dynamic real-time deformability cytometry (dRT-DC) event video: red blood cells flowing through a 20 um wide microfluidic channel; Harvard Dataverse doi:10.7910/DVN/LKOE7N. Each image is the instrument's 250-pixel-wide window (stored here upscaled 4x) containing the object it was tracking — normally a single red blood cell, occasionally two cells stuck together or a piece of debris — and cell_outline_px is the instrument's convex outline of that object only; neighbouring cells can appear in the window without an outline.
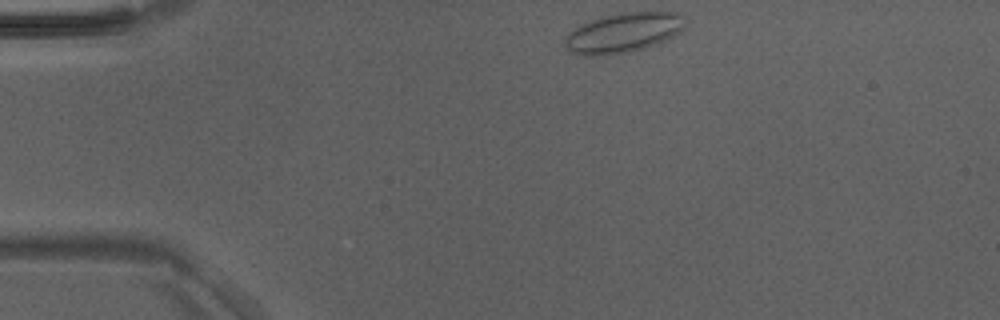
{"species": "Egyptian fruit bat (a non-hibernating species)", "species_latin": "Rousettus aegyptiacus", "temperature_condition": "room temperature", "stored_images_in_passage": 39, "camera_frame_rate_fps": 3000, "um_per_image_px": 0.085, "animal": {"sex": "male"}, "frame": {"image": 1, "passage_image": 1, "time_ms": 0.0, "image_size_px": [1000, 320], "cell_outline_px": [[684, 28], [680, 32], [656, 44], [628, 52], [604, 56], [584, 56], [572, 52], [564, 48], [564, 36], [580, 24], [600, 16], [620, 12], [680, 12], [684, 24]], "centroid_in_image_um": [52.91, 2.78], "position_along_channel_um": 32.1, "area_um2": 28.09}}
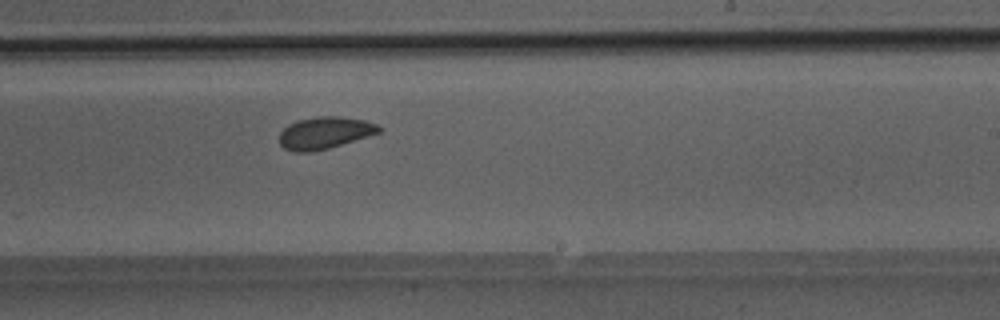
{"frame": {"image": 2, "passage_image": 21, "time_ms": 6.667, "image_size_px": [1000, 320], "cell_outline_px": [[384, 128], [380, 132], [368, 136], [328, 148], [312, 152], [292, 152], [284, 148], [280, 144], [280, 132], [288, 124], [296, 120], [320, 116], [340, 116], [364, 120], [376, 124]], "centroid_in_image_um": [27.59, 11.29], "position_along_channel_um": 261.4, "area_um2": 18.61}}
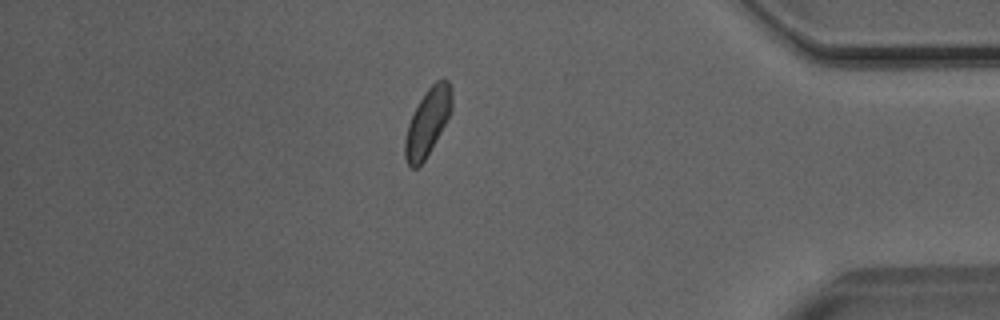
{"frame": {"image": 3, "passage_image": 33, "time_ms": 10.667, "image_size_px": [1000, 320], "cell_outline_px": [[452, 112], [448, 120], [424, 160], [416, 168], [412, 168], [408, 164], [404, 156], [404, 140], [408, 124], [420, 100], [428, 88], [436, 80], [444, 76], [452, 84]], "centroid_in_image_um": [36.38, 10.33], "position_along_channel_um": 398.8, "area_um2": 18.44}}